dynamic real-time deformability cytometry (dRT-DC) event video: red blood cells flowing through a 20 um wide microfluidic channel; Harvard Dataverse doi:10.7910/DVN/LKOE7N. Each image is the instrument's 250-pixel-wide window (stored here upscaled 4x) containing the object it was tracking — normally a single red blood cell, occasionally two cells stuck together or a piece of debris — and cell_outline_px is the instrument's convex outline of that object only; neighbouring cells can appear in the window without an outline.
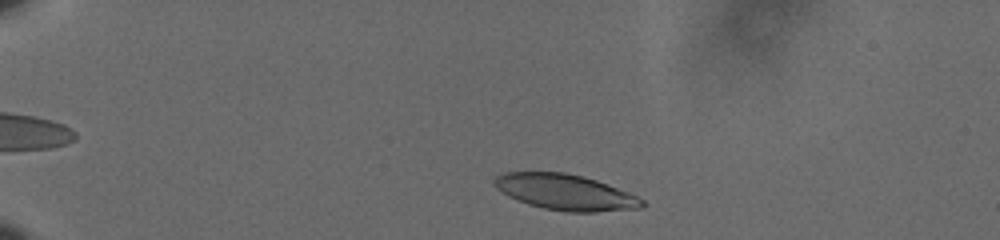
{"species": "human", "species_latin": "Homo sapiens", "temperature_condition": "cold", "stored_images_in_passage": 50, "camera_frame_rate_fps": 3000, "um_per_image_px": 0.085, "donor": {"sex": "male"}, "frame": {"image": 1, "passage_image": 5, "time_ms": 1.333, "image_size_px": [1000, 240], "cell_outline_px": [[648, 204], [644, 208], [596, 212], [568, 212], [544, 208], [528, 204], [508, 196], [496, 188], [492, 184], [492, 180], [496, 176], [504, 172], [564, 172], [584, 176], [608, 184], [628, 192], [644, 200]], "centroid_in_image_um": [48.07, 16.33], "position_along_channel_um": 36.9, "area_um2": 31.04}}
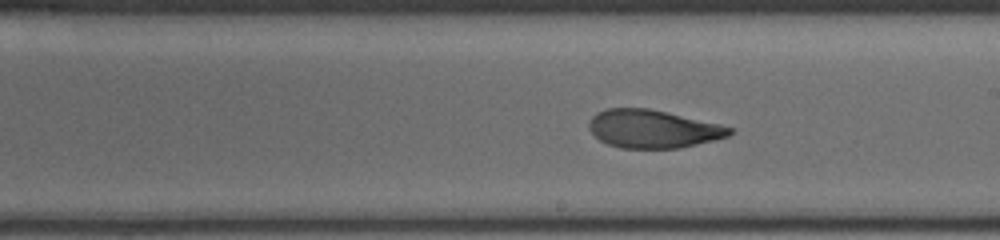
{"frame": {"image": 2, "passage_image": 28, "time_ms": 9.0, "image_size_px": [1000, 240], "cell_outline_px": [[736, 128], [728, 136], [716, 140], [680, 148], [620, 148], [608, 144], [600, 140], [588, 128], [588, 124], [592, 116], [596, 112], [608, 108], [648, 108], [668, 112], [720, 124]], "centroid_in_image_um": [55.52, 10.95], "position_along_channel_um": 233.5, "area_um2": 31.39}}
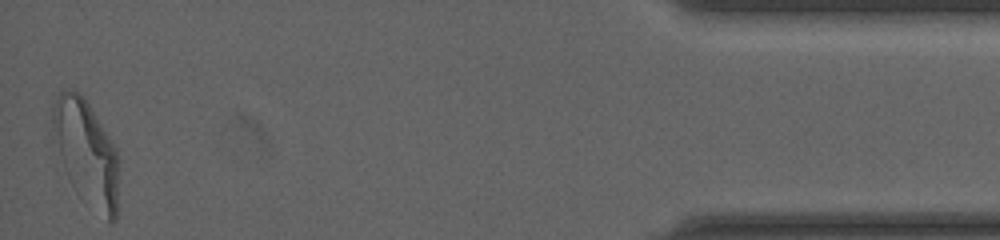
{"frame": {"image": 3, "passage_image": 50, "time_ms": 16.333, "image_size_px": [1000, 240], "cell_outline_px": [[120, 160], [116, 220], [112, 224], [108, 224], [60, 152], [52, 124], [52, 108], [60, 92], [72, 88], [84, 96], [116, 148], [120, 156]], "centroid_in_image_um": [7.46, 12.8], "position_along_channel_um": 427.7, "area_um2": 37.4}, "authors_computed_cell_mechanics": {"area_um2": 32.3391, "velocity_mm_per_s": 3.5896, "shape_relaxation_time_tau1_ms": 4.7765, "shape_relaxation_time_tau2_ms": 1.4278, "deformation_change_tau1": 0.1884, "deformation_change_tau2": 0.0764}}